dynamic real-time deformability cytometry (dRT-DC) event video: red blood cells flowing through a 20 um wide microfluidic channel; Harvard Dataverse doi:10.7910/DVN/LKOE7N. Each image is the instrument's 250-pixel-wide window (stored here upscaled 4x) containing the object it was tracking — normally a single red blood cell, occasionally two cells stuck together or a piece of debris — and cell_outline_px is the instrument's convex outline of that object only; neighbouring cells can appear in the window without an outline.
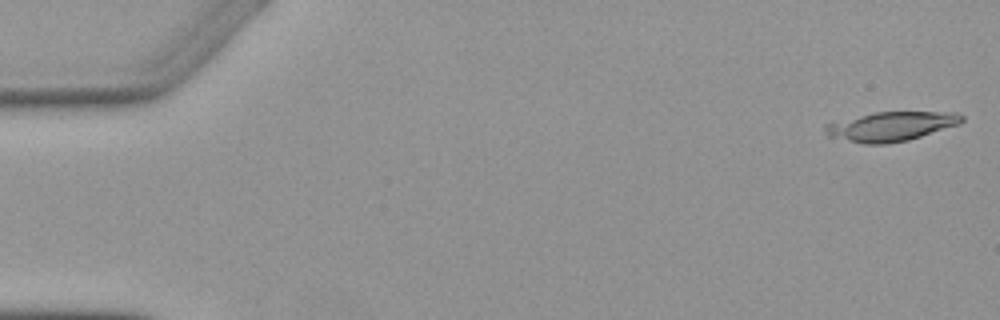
{"species": "Egyptian fruit bat (a non-hibernating species)", "species_latin": "Rousettus aegyptiacus", "temperature_condition": "warm", "stored_images_in_passage": 5, "camera_frame_rate_fps": 3000, "um_per_image_px": 0.085, "animal": {"sex": "female"}, "frame": {"image": 1, "passage_image": 1, "time_ms": 0.0, "image_size_px": [1000, 320], "cell_outline_px": [[964, 120], [960, 124], [908, 140], [888, 144], [864, 144], [828, 136], [824, 132], [824, 124], [876, 112], [956, 112], [964, 116]], "centroid_in_image_um": [75.75, 10.75], "position_along_channel_um": 9.2, "area_um2": 23.24}}
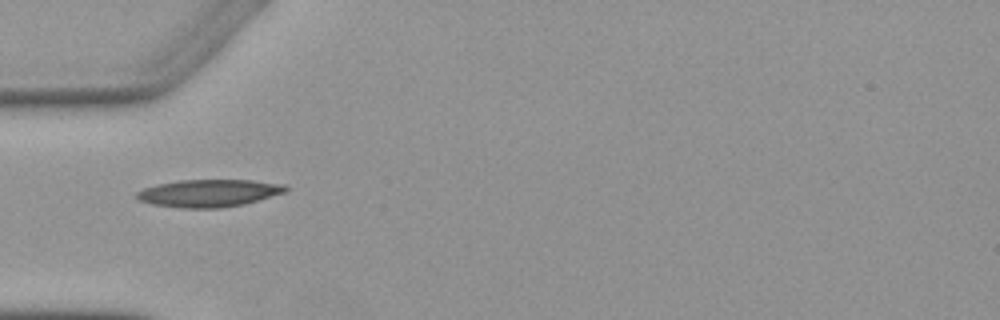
{"frame": {"image": 2, "passage_image": 5, "time_ms": 5.333, "image_size_px": [1000, 320], "cell_outline_px": [[288, 192], [244, 204], [220, 208], [180, 208], [152, 204], [140, 200], [136, 196], [136, 192], [144, 188], [156, 184], [180, 180], [252, 180], [284, 184], [288, 188]], "centroid_in_image_um": [17.78, 16.41], "position_along_channel_um": 67.2, "area_um2": 23.93}}